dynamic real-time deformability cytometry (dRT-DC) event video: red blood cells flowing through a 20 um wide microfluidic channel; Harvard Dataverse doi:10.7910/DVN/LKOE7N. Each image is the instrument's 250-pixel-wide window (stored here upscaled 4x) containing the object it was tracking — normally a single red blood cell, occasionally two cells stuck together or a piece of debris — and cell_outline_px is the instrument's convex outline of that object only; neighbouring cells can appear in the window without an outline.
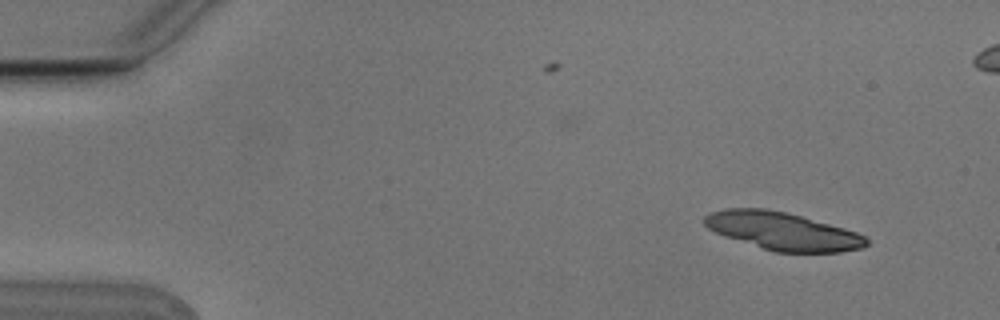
{"species": "Egyptian fruit bat (a non-hibernating species)", "species_latin": "Rousettus aegyptiacus", "temperature_condition": "cold", "stored_images_in_passage": 2, "camera_frame_rate_fps": 3000, "um_per_image_px": 0.085, "animal": {"sex": "male"}, "frame": {"image": 1, "passage_image": 2, "time_ms": 0.333, "image_size_px": [1000, 320], "cell_outline_px": [[868, 244], [864, 248], [840, 252], [776, 252], [724, 236], [708, 228], [704, 224], [704, 216], [712, 212], [728, 208], [768, 208], [800, 216], [844, 228], [856, 232], [864, 236], [868, 240]], "centroid_in_image_um": [66.53, 19.65], "position_along_channel_um": 18.5, "area_um2": 35.32}}